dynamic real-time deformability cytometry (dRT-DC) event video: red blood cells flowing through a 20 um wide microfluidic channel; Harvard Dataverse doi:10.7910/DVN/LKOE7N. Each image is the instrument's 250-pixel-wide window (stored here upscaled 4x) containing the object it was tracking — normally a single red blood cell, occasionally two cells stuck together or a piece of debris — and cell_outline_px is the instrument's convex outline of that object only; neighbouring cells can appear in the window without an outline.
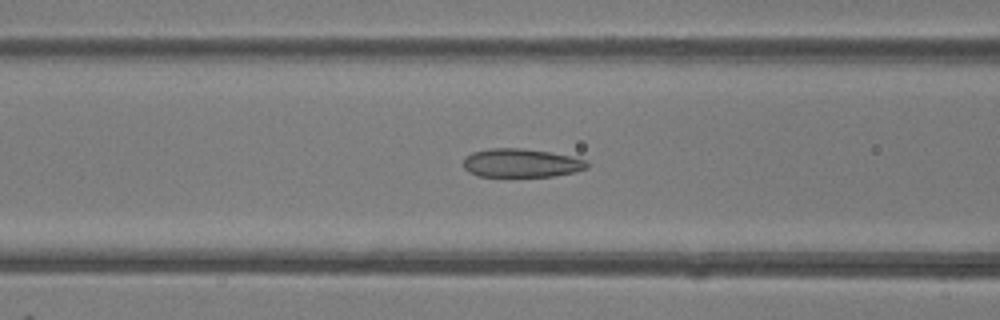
{"species": "common noctule bat (a hibernating species)", "species_latin": "Nyctalus noctula", "temperature_condition": "room temperature", "stored_images_in_passage": 42, "camera_frame_rate_fps": 3000, "um_per_image_px": 0.085, "animal": {"sex": "female"}, "frame": {"image": 1, "passage_image": 13, "time_ms": 4.0, "image_size_px": [1000, 320], "cell_outline_px": [[588, 168], [576, 172], [552, 176], [480, 176], [468, 172], [464, 168], [464, 156], [472, 152], [488, 148], [520, 148], [552, 152], [588, 160]], "centroid_in_image_um": [44.31, 13.85], "position_along_channel_um": 122.3, "area_um2": 20.75}}
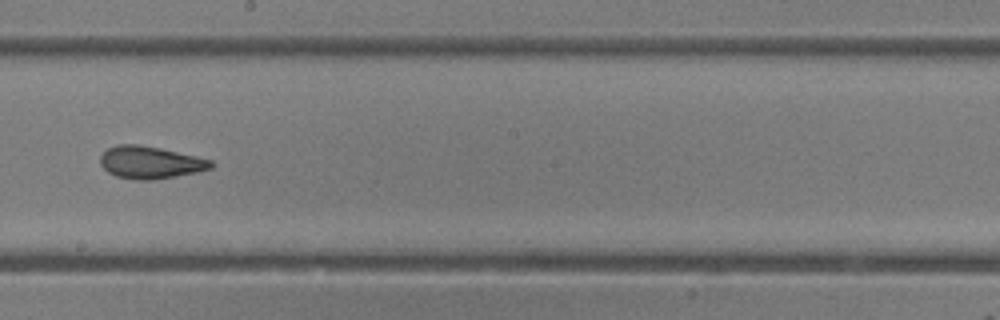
{"frame": {"image": 2, "passage_image": 21, "time_ms": 6.667, "image_size_px": [1000, 320], "cell_outline_px": [[216, 164], [212, 168], [196, 172], [176, 176], [152, 180], [140, 180], [116, 176], [108, 172], [100, 164], [100, 156], [108, 148], [116, 144], [136, 144], [160, 148], [196, 156], [212, 160]], "centroid_in_image_um": [12.78, 13.8], "position_along_channel_um": 235.4, "area_um2": 20.87}}
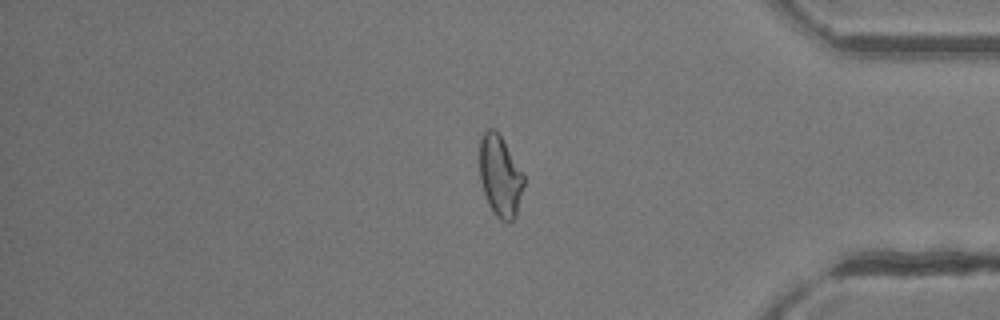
{"frame": {"image": 3, "passage_image": 34, "time_ms": 11.0, "image_size_px": [1000, 320], "cell_outline_px": [[524, 184], [516, 216], [508, 224], [500, 220], [496, 216], [488, 204], [480, 180], [480, 136], [488, 128], [496, 128], [524, 172]], "centroid_in_image_um": [42.52, 14.95], "position_along_channel_um": 392.7, "area_um2": 21.27}, "authors_computed_cell_mechanics": {"area_um2": 21.7328, "velocity_mm_per_s": 4.2364, "shape_relaxation_time_tau1_ms": null, "shape_relaxation_time_tau2_ms": 1.9668, "deformation_change_tau1": null, "deformation_change_tau2": 0.0882}}